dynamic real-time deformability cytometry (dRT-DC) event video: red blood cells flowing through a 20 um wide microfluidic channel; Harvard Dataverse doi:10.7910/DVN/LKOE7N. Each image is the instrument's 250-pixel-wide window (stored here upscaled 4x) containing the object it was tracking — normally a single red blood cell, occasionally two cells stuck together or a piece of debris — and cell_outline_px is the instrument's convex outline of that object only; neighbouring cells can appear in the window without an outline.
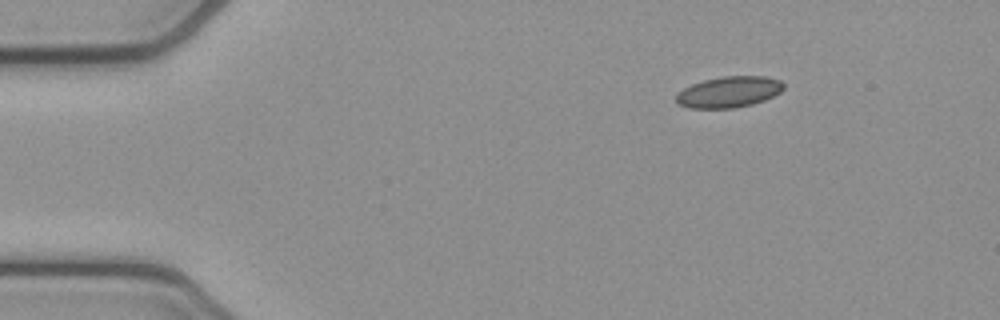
{"species": "common noctule bat (a hibernating species)", "species_latin": "Nyctalus noctula", "temperature_condition": "cold", "stored_images_in_passage": 47, "camera_frame_rate_fps": 3000, "um_per_image_px": 0.085, "animal": {"sex": "female", "body_mass_g": 21.9}, "frame": {"image": 1, "passage_image": 1, "time_ms": 0.0, "image_size_px": [1000, 320], "cell_outline_px": [[784, 88], [780, 92], [764, 100], [752, 104], [732, 108], [688, 108], [680, 104], [676, 100], [676, 92], [692, 84], [704, 80], [724, 76], [764, 76], [780, 80], [784, 84]], "centroid_in_image_um": [61.95, 7.81], "position_along_channel_um": 23.1, "area_um2": 19.36}}
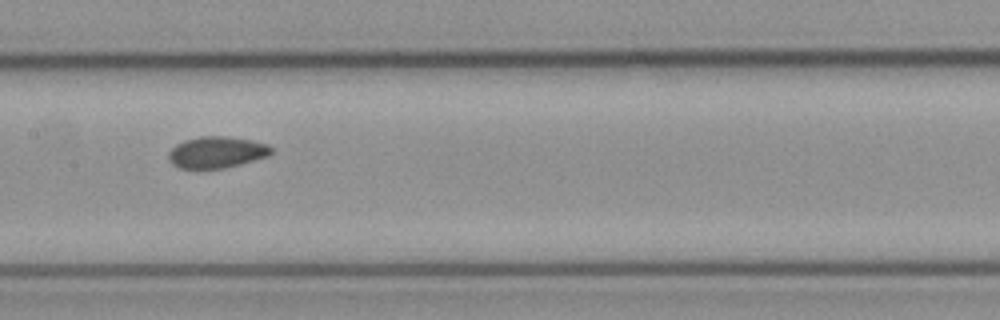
{"frame": {"image": 2, "passage_image": 20, "time_ms": 6.333, "image_size_px": [1000, 320], "cell_outline_px": [[272, 152], [268, 156], [240, 164], [224, 168], [180, 168], [172, 164], [168, 160], [168, 152], [176, 144], [184, 140], [200, 136], [228, 136], [252, 140], [268, 144], [272, 148]], "centroid_in_image_um": [18.41, 12.93], "position_along_channel_um": 189.0, "area_um2": 18.9}}
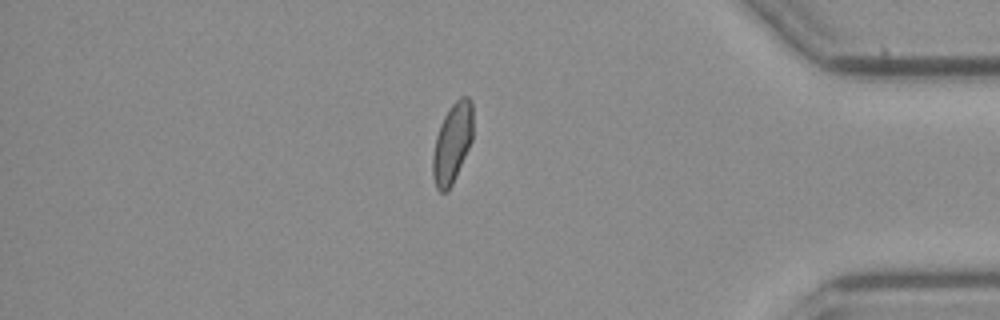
{"frame": {"image": 3, "passage_image": 39, "time_ms": 12.667, "image_size_px": [1000, 320], "cell_outline_px": [[472, 140], [456, 176], [448, 192], [440, 192], [436, 188], [432, 176], [432, 156], [436, 136], [440, 124], [444, 116], [452, 104], [460, 96], [468, 96], [472, 100]], "centroid_in_image_um": [38.43, 12.17], "position_along_channel_um": 396.8, "area_um2": 18.79}, "authors_computed_cell_mechanics": {"area_um2": 18.9006, "velocity_mm_per_s": 3.814, "shape_relaxation_time_tau1_ms": null, "shape_relaxation_time_tau2_ms": 1.3299, "deformation_change_tau1": null, "deformation_change_tau2": 0.0558}}